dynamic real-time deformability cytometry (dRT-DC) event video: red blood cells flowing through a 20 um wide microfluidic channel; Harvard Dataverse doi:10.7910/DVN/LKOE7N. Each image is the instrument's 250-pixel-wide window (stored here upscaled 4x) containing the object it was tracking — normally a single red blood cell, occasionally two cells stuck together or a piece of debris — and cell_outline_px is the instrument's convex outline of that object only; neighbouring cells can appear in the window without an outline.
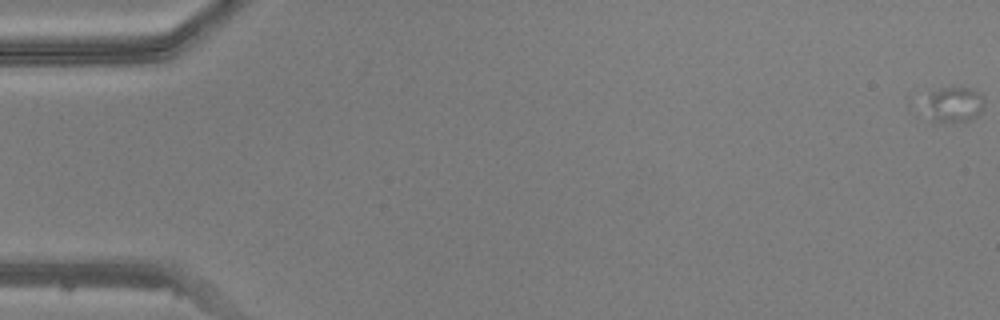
{"species": "common noctule bat (a hibernating species)", "species_latin": "Nyctalus noctula", "temperature_condition": "warm", "stored_images_in_passage": 19, "camera_frame_rate_fps": 3000, "um_per_image_px": 0.085, "animal": {"sex": "male", "body_mass_g": 20.5, "forearm_length_mm": 52.5}, "frame": {"image": 1, "passage_image": 1, "time_ms": 0.0, "image_size_px": [1000, 320], "cell_outline_px": [[984, 108], [976, 116], [968, 120], [944, 124], [932, 124], [924, 116], [928, 96], [932, 92], [940, 88], [972, 88], [980, 92], [984, 96]], "centroid_in_image_um": [81.04, 8.95], "position_along_channel_um": 4.0, "area_um2": 12.89}}
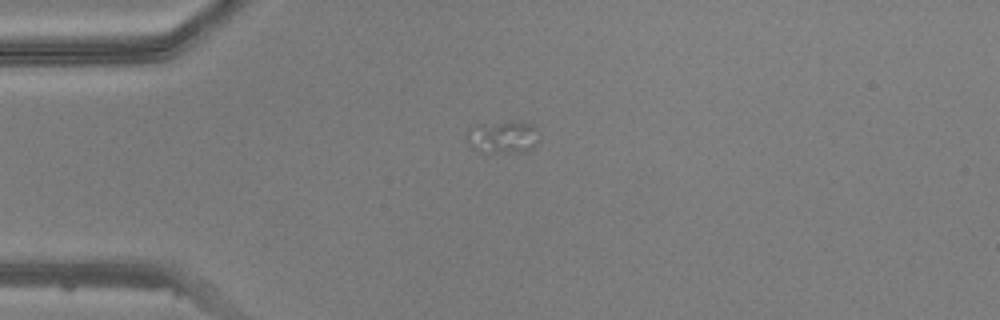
{"frame": {"image": 2, "passage_image": 14, "time_ms": 4.333, "image_size_px": [1000, 320], "cell_outline_px": [[540, 140], [528, 152], [488, 152], [472, 148], [468, 144], [468, 128], [476, 124], [512, 120], [536, 124]], "centroid_in_image_um": [42.81, 11.61], "position_along_channel_um": 42.2, "area_um2": 14.16}}